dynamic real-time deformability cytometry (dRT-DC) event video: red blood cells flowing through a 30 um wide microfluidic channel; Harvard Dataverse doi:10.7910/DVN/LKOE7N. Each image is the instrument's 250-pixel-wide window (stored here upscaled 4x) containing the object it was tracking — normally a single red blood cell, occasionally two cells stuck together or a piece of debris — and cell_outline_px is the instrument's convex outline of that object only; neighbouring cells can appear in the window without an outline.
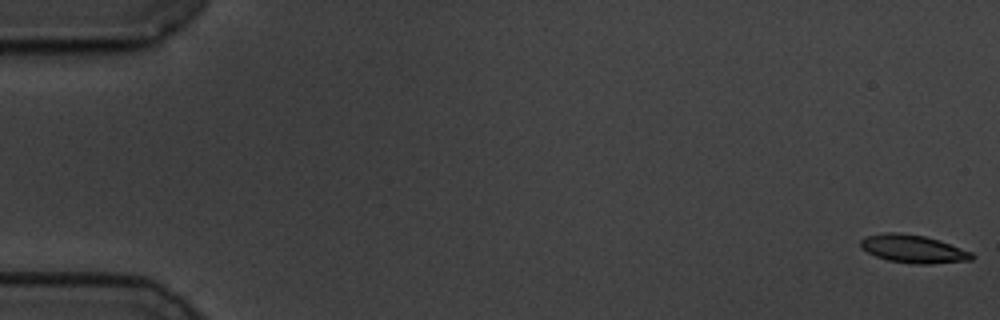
{"species": "common noctule bat (a hibernating species)", "species_latin": "Nyctalus noctula", "temperature_condition": "cold", "stored_images_in_passage": 18, "camera_frame_rate_fps": 3000, "um_per_image_px": 0.085, "animal": {"sex": "male", "body_mass_g": 19.5, "forearm_length_mm": 54.6}, "frame": {"image": 1, "passage_image": 1, "time_ms": 0.0, "image_size_px": [1000, 320], "cell_outline_px": [[976, 256], [972, 260], [928, 264], [916, 264], [888, 260], [876, 256], [860, 248], [860, 240], [864, 236], [884, 232], [900, 232], [924, 236], [940, 240], [972, 252]], "centroid_in_image_um": [77.62, 21.14], "position_along_channel_um": 7.4, "area_um2": 18.32}}
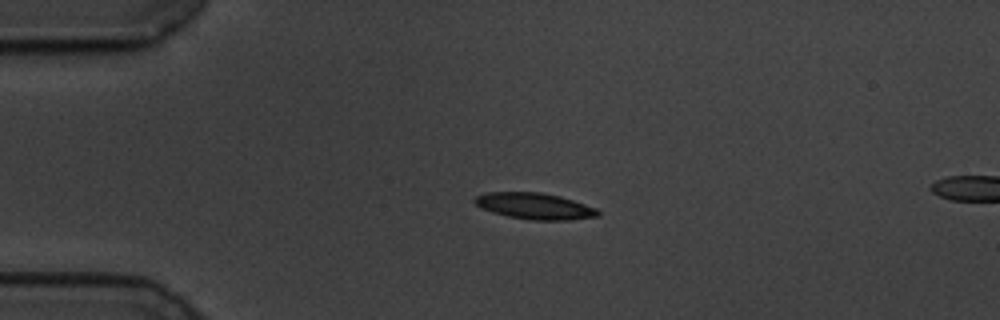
{"frame": {"image": 2, "passage_image": 14, "time_ms": 4.333, "image_size_px": [1000, 320], "cell_outline_px": [[600, 216], [568, 220], [532, 220], [508, 216], [492, 212], [476, 204], [472, 200], [476, 196], [484, 192], [540, 192], [560, 196], [596, 208], [600, 212]], "centroid_in_image_um": [45.45, 17.51], "position_along_channel_um": 39.6, "area_um2": 18.79}}